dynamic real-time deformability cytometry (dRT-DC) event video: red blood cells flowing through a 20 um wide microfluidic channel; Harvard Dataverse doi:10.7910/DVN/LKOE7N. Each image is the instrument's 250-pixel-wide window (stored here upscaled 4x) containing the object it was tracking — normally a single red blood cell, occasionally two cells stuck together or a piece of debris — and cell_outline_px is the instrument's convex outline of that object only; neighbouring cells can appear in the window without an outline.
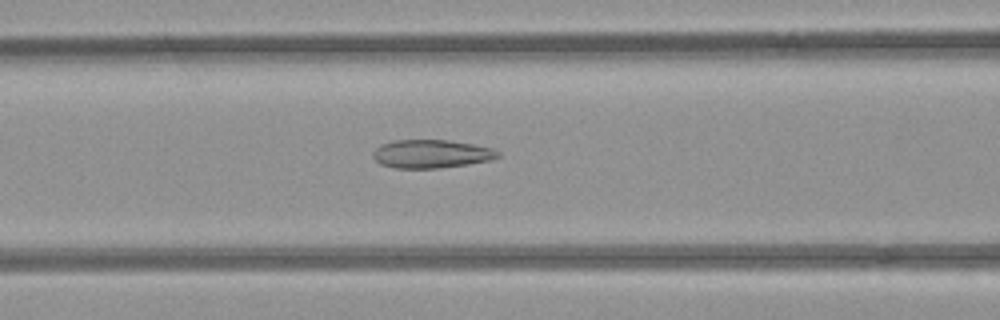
{"species": "common noctule bat (a hibernating species)", "species_latin": "Nyctalus noctula", "temperature_condition": "room temperature", "stored_images_in_passage": 54, "camera_frame_rate_fps": 3000, "um_per_image_px": 0.085, "animal": {"sex": "female", "body_mass_g": 21.9}, "frame": {"image": 1, "passage_image": 23, "time_ms": 7.333, "image_size_px": [1000, 320], "cell_outline_px": [[500, 156], [492, 160], [468, 164], [440, 168], [396, 168], [380, 164], [372, 156], [372, 152], [380, 144], [392, 140], [448, 140], [472, 144], [492, 148], [500, 152]], "centroid_in_image_um": [36.65, 13.08], "position_along_channel_um": 129.9, "area_um2": 20.75}}
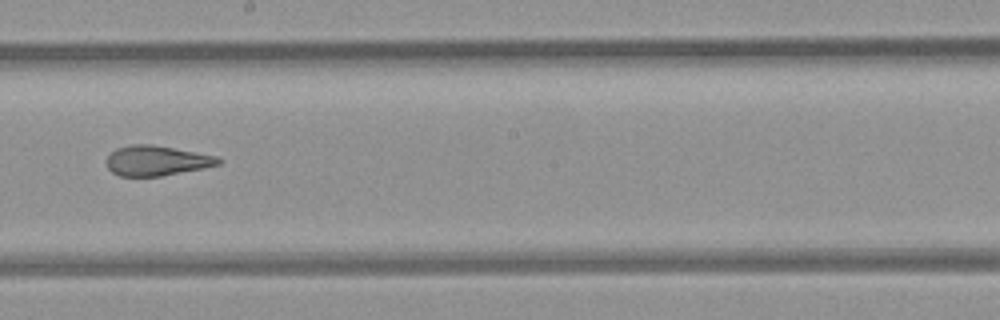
{"frame": {"image": 2, "passage_image": 31, "time_ms": 10.0, "image_size_px": [1000, 320], "cell_outline_px": [[224, 160], [220, 164], [204, 168], [160, 176], [120, 176], [112, 172], [108, 168], [108, 156], [116, 148], [132, 144], [152, 144], [216, 156]], "centroid_in_image_um": [13.33, 13.65], "position_along_channel_um": 234.9, "area_um2": 19.42}}
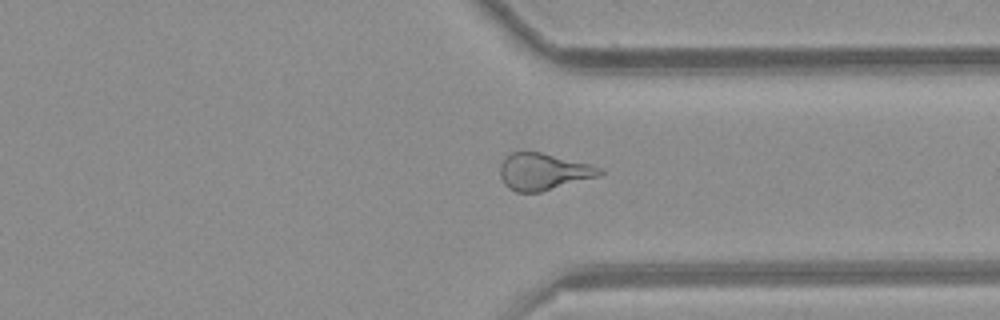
{"frame": {"image": 3, "passage_image": 41, "time_ms": 13.333, "image_size_px": [1000, 320], "cell_outline_px": [[604, 172], [600, 176], [540, 192], [516, 192], [508, 188], [504, 184], [500, 176], [500, 164], [504, 156], [512, 152], [540, 152], [592, 164], [604, 168]], "centroid_in_image_um": [46.2, 14.59], "position_along_channel_um": 365.2, "area_um2": 21.62}, "authors_computed_cell_mechanics": {"area_um2": 22.9177, "velocity_mm_per_s": 3.9247, "shape_relaxation_time_tau1_ms": null, "shape_relaxation_time_tau2_ms": 1.7755, "deformation_change_tau1": null, "deformation_change_tau2": 0.1147}}